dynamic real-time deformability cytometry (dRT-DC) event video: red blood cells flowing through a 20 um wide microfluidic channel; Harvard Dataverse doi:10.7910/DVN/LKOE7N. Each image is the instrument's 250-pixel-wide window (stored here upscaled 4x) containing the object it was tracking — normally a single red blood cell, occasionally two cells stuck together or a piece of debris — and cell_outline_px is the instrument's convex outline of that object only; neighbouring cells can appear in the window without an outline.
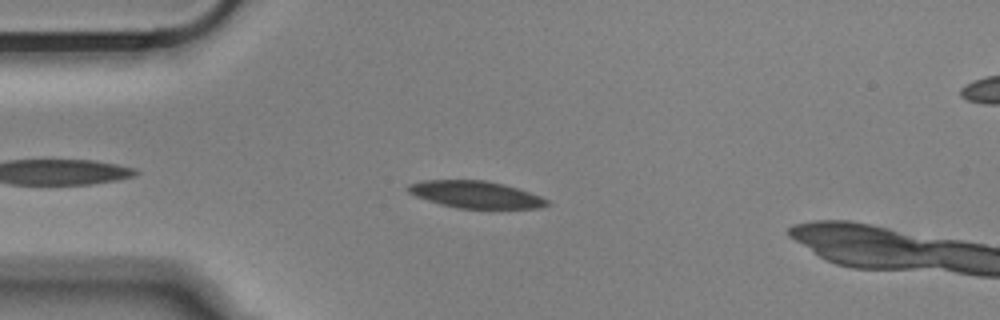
{"species": "Egyptian fruit bat (a non-hibernating species)", "species_latin": "Rousettus aegyptiacus", "temperature_condition": "cold", "stored_images_in_passage": 10, "camera_frame_rate_fps": 3000, "um_per_image_px": 0.085, "animal": {"sex": "male"}, "frame": {"image": 1, "passage_image": 7, "time_ms": 2.0, "image_size_px": [1000, 320], "cell_outline_px": [[548, 204], [540, 208], [456, 208], [440, 204], [416, 196], [408, 192], [404, 188], [408, 184], [420, 180], [488, 180], [504, 184], [540, 196], [548, 200]], "centroid_in_image_um": [40.36, 16.52], "position_along_channel_um": 44.6, "area_um2": 21.85}}